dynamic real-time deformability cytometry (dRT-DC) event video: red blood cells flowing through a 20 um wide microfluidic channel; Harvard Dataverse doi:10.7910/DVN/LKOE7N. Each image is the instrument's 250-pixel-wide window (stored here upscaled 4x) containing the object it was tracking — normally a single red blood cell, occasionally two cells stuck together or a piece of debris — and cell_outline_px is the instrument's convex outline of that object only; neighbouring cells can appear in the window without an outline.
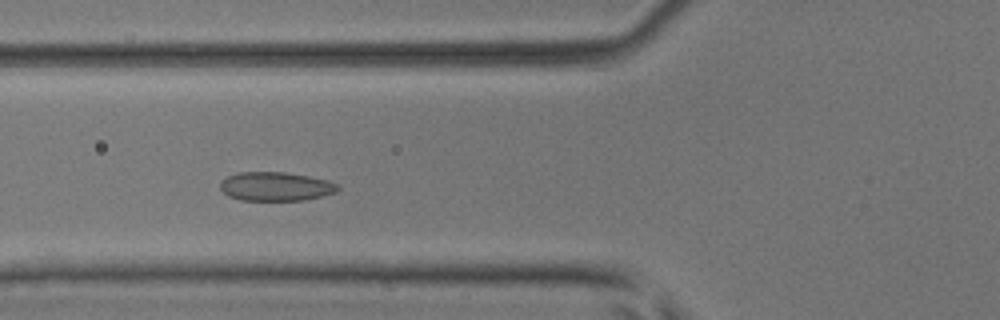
{"species": "common noctule bat (a hibernating species)", "species_latin": "Nyctalus noctula", "temperature_condition": "room temperature", "stored_images_in_passage": 46, "camera_frame_rate_fps": 3000, "um_per_image_px": 0.085, "animal": {"sex": "male", "body_mass_g": 17.9, "forearm_length_mm": 54.2}, "frame": {"image": 1, "passage_image": 15, "time_ms": 4.667, "image_size_px": [1000, 320], "cell_outline_px": [[340, 188], [336, 192], [304, 200], [240, 200], [228, 196], [220, 188], [220, 184], [228, 176], [240, 172], [284, 172], [308, 176], [328, 180], [336, 184]], "centroid_in_image_um": [23.43, 15.85], "position_along_channel_um": 102.4, "area_um2": 19.59}}
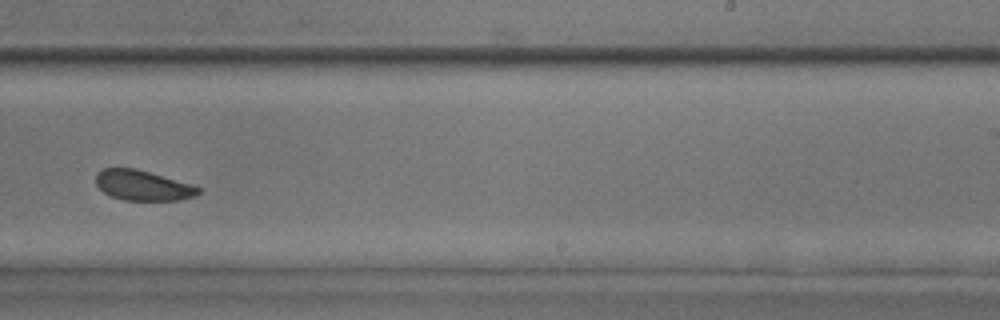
{"frame": {"image": 2, "passage_image": 28, "time_ms": 9.0, "image_size_px": [1000, 320], "cell_outline_px": [[200, 192], [196, 196], [180, 200], [124, 200], [112, 196], [104, 192], [96, 184], [96, 172], [104, 168], [136, 168], [192, 184], [200, 188]], "centroid_in_image_um": [12.15, 15.75], "position_along_channel_um": 276.9, "area_um2": 18.03}}
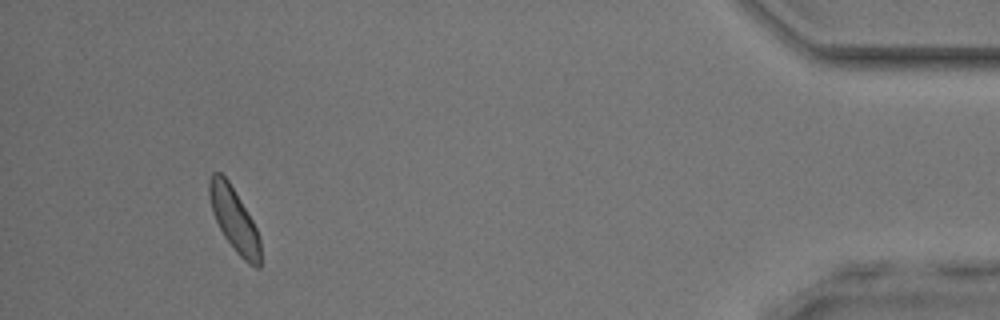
{"frame": {"image": 3, "passage_image": 43, "time_ms": 14.0, "image_size_px": [1000, 320], "cell_outline_px": [[260, 268], [256, 268], [248, 264], [236, 252], [224, 236], [212, 212], [208, 196], [208, 180], [212, 172], [220, 172], [228, 180], [252, 220], [256, 228], [260, 240]], "centroid_in_image_um": [19.88, 18.65], "position_along_channel_um": 415.3, "area_um2": 18.84}, "authors_computed_cell_mechanics": {"area_um2": 19.2763, "velocity_mm_per_s": 4.0393, "shape_relaxation_time_tau1_ms": null, "shape_relaxation_time_tau2_ms": 3.4126, "deformation_change_tau1": null, "deformation_change_tau2": 0.0876}}